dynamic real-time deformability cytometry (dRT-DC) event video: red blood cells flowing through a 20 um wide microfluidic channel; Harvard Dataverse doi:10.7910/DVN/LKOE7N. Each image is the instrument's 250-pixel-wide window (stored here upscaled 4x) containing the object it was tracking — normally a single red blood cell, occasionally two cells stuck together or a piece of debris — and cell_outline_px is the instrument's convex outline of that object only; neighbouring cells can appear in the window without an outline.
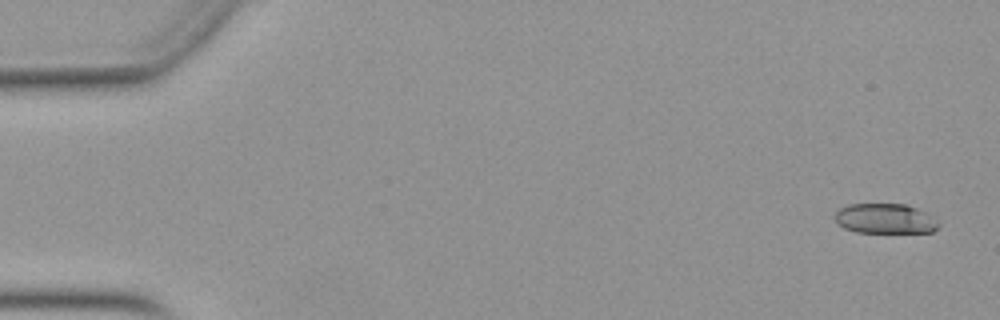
{"species": "Egyptian fruit bat (a non-hibernating species)", "species_latin": "Rousettus aegyptiacus", "temperature_condition": "warm", "stored_images_in_passage": 7, "camera_frame_rate_fps": 3000, "um_per_image_px": 0.085, "animal": {"sex": "female"}, "frame": {"image": 1, "passage_image": 1, "time_ms": 0.0, "image_size_px": [1000, 320], "cell_outline_px": [[940, 224], [932, 232], [856, 232], [844, 228], [836, 224], [836, 212], [840, 208], [848, 204], [908, 204], [924, 212]], "centroid_in_image_um": [75.19, 18.58], "position_along_channel_um": 9.8, "area_um2": 17.92}}